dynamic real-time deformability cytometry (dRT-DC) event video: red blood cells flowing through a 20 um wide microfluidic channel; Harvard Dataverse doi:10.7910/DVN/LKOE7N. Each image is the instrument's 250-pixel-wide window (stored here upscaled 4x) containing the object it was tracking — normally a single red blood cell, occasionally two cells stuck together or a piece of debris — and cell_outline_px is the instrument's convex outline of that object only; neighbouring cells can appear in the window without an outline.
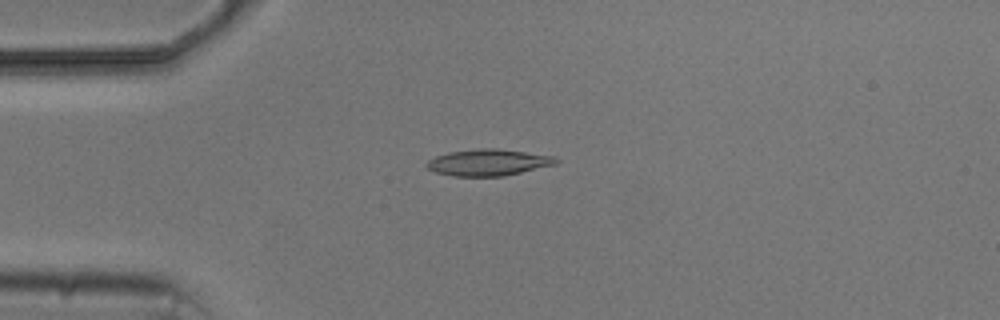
{"species": "common noctule bat (a hibernating species)", "species_latin": "Nyctalus noctula", "temperature_condition": "cold", "stored_images_in_passage": 8, "camera_frame_rate_fps": 3000, "um_per_image_px": 0.085, "animal": {"sex": "male", "body_mass_g": 20.5, "forearm_length_mm": 52.5}, "frame": {"image": 1, "passage_image": 4, "time_ms": 3.667, "image_size_px": [1000, 320], "cell_outline_px": [[560, 160], [556, 164], [504, 176], [452, 176], [436, 172], [428, 168], [424, 164], [428, 160], [436, 156], [448, 152], [476, 148], [496, 148], [556, 156]], "centroid_in_image_um": [41.51, 13.8], "position_along_channel_um": 43.5, "area_um2": 20.06}}
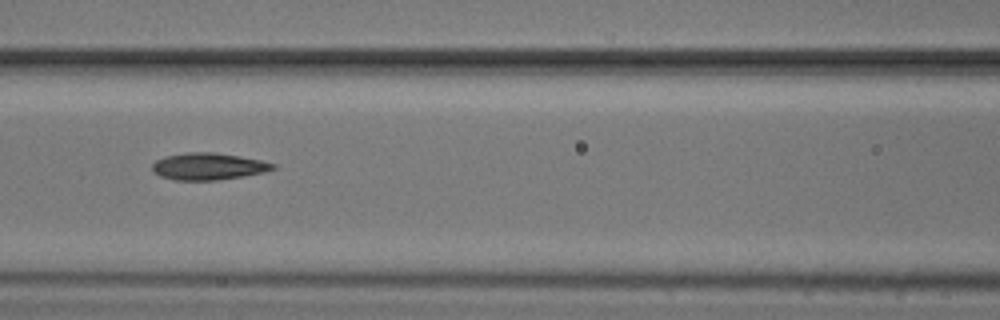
{"frame": {"image": 2, "passage_image": 7, "time_ms": 7.0, "image_size_px": [1000, 320], "cell_outline_px": [[276, 168], [244, 176], [216, 180], [176, 180], [160, 176], [152, 168], [152, 164], [156, 160], [164, 156], [188, 152], [216, 152], [240, 156], [260, 160], [276, 164]], "centroid_in_image_um": [17.69, 14.13], "position_along_channel_um": 148.9, "area_um2": 18.79}}
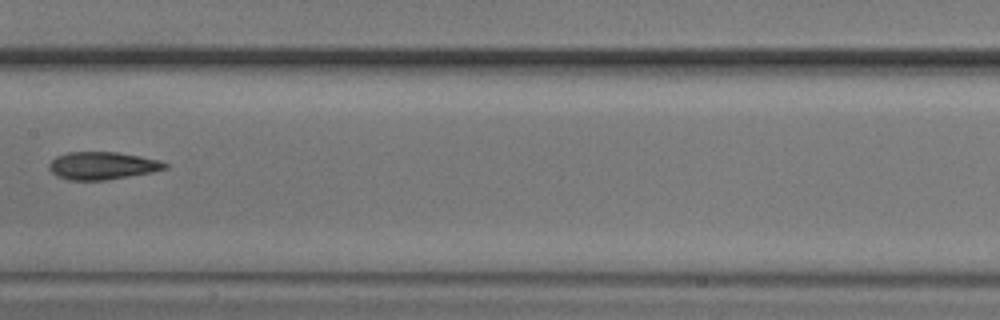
{"frame": {"image": 3, "passage_image": 8, "time_ms": 8.333, "image_size_px": [1000, 320], "cell_outline_px": [[168, 168], [152, 172], [104, 180], [68, 180], [56, 176], [48, 168], [48, 164], [56, 156], [68, 152], [116, 152], [140, 156], [160, 160], [168, 164]], "centroid_in_image_um": [8.68, 14.08], "position_along_channel_um": 198.7, "area_um2": 18.67}}